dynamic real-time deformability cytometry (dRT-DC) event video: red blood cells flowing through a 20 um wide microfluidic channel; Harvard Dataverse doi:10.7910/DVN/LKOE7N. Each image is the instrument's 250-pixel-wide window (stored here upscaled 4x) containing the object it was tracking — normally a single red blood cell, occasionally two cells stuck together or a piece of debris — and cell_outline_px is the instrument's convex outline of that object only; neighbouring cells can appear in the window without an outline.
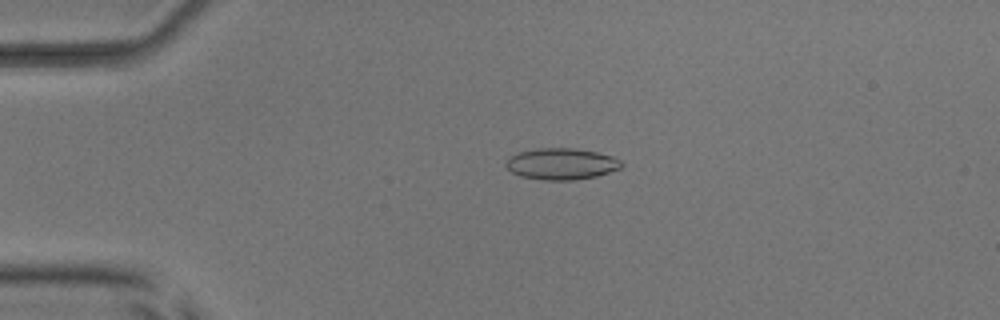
{"species": "common noctule bat (a hibernating species)", "species_latin": "Nyctalus noctula", "temperature_condition": "room temperature", "stored_images_in_passage": 54, "camera_frame_rate_fps": 3000, "um_per_image_px": 0.085, "animal": {"sex": "male", "body_mass_g": 17.9, "forearm_length_mm": 54.2}, "frame": {"image": 1, "passage_image": 13, "time_ms": 4.0, "image_size_px": [1000, 320], "cell_outline_px": [[624, 164], [620, 168], [596, 176], [572, 180], [544, 180], [520, 176], [512, 172], [504, 164], [508, 156], [520, 152], [536, 148], [576, 148], [596, 152], [612, 156], [620, 160]], "centroid_in_image_um": [47.69, 13.92], "position_along_channel_um": 37.3, "area_um2": 21.15}}
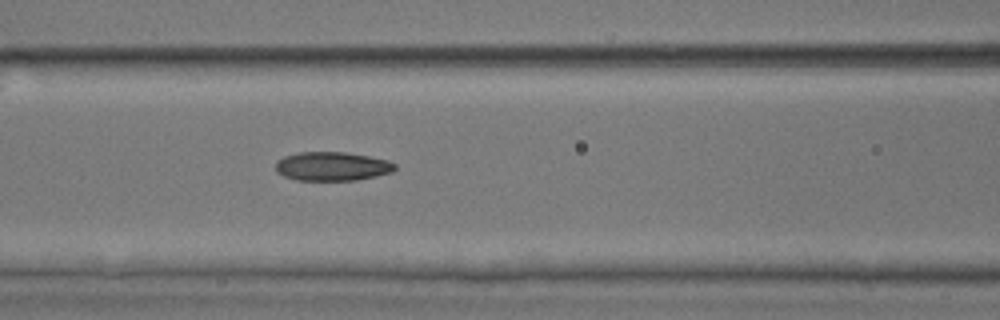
{"frame": {"image": 2, "passage_image": 24, "time_ms": 7.667, "image_size_px": [1000, 320], "cell_outline_px": [[396, 168], [392, 172], [376, 176], [356, 180], [296, 180], [284, 176], [276, 172], [276, 160], [284, 156], [300, 152], [344, 152], [368, 156], [388, 160], [396, 164]], "centroid_in_image_um": [28.22, 14.14], "position_along_channel_um": 138.4, "area_um2": 20.11}}
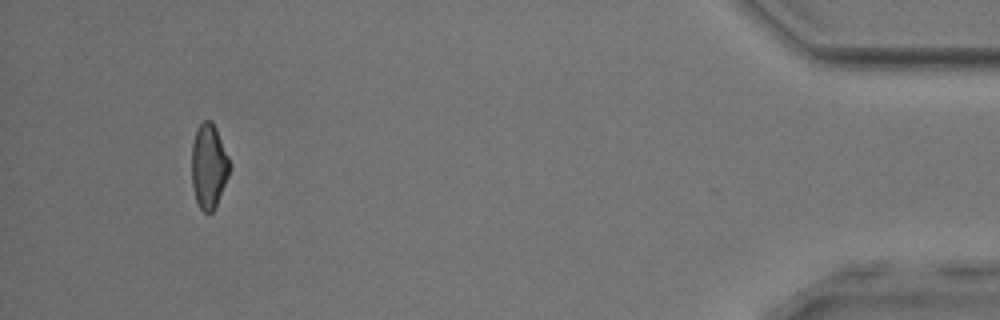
{"frame": {"image": 3, "passage_image": 51, "time_ms": 16.667, "image_size_px": [1000, 320], "cell_outline_px": [[232, 168], [216, 204], [212, 212], [204, 212], [200, 208], [196, 200], [192, 188], [192, 144], [196, 128], [204, 120], [212, 120], [216, 128], [232, 164]], "centroid_in_image_um": [17.75, 14.09], "position_along_channel_um": 417.4, "area_um2": 18.84}, "authors_computed_cell_mechanics": {"area_um2": 20.3745, "velocity_mm_per_s": 3.8663, "shape_relaxation_time_tau1_ms": 9.2355, "shape_relaxation_time_tau2_ms": 3.0802, "deformation_change_tau1": 0.2108, "deformation_change_tau2": 0.0934}}